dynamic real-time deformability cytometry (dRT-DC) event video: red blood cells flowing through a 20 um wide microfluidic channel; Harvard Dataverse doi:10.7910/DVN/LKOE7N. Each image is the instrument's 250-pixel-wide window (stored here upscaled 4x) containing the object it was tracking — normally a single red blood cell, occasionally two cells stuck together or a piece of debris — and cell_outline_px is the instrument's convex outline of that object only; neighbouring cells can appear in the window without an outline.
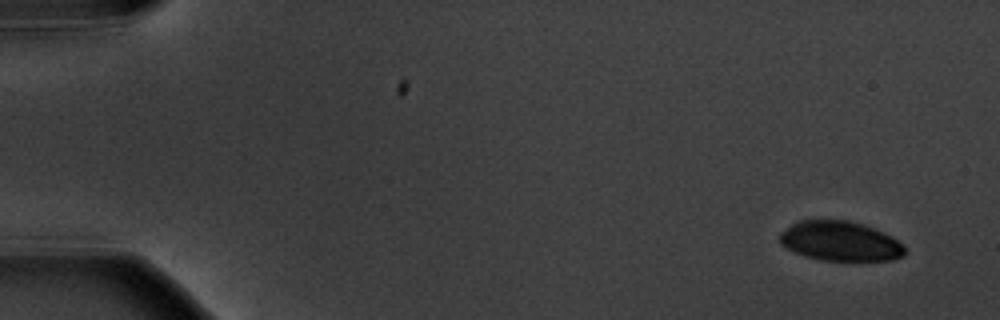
{"species": "common noctule bat (a hibernating species)", "species_latin": "Nyctalus noctula", "temperature_condition": "warm", "stored_images_in_passage": 15, "camera_frame_rate_fps": 3000, "um_per_image_px": 0.085, "animal": {"sex": "male", "body_mass_g": 20.1, "forearm_length_mm": 53.5}, "frame": {"image": 1, "passage_image": 1, "time_ms": 0.0, "image_size_px": [1000, 320], "cell_outline_px": [[904, 256], [892, 260], [820, 260], [804, 256], [780, 244], [780, 232], [792, 224], [800, 220], [848, 220], [864, 224], [884, 232], [892, 236], [904, 244]], "centroid_in_image_um": [71.44, 20.49], "position_along_channel_um": 13.6, "area_um2": 28.96}}
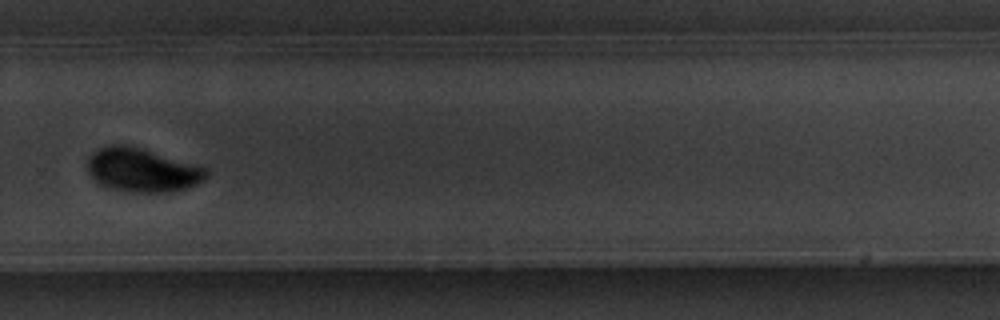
{"frame": {"image": 2, "passage_image": 11, "time_ms": 12.333, "image_size_px": [1000, 320], "cell_outline_px": [[212, 172], [204, 180], [196, 184], [184, 188], [168, 192], [132, 192], [108, 188], [100, 184], [88, 172], [88, 156], [92, 152], [108, 144], [128, 144], [144, 148], [196, 164], [208, 168]], "centroid_in_image_um": [12.11, 14.43], "position_along_channel_um": 317.7, "area_um2": 30.69}}